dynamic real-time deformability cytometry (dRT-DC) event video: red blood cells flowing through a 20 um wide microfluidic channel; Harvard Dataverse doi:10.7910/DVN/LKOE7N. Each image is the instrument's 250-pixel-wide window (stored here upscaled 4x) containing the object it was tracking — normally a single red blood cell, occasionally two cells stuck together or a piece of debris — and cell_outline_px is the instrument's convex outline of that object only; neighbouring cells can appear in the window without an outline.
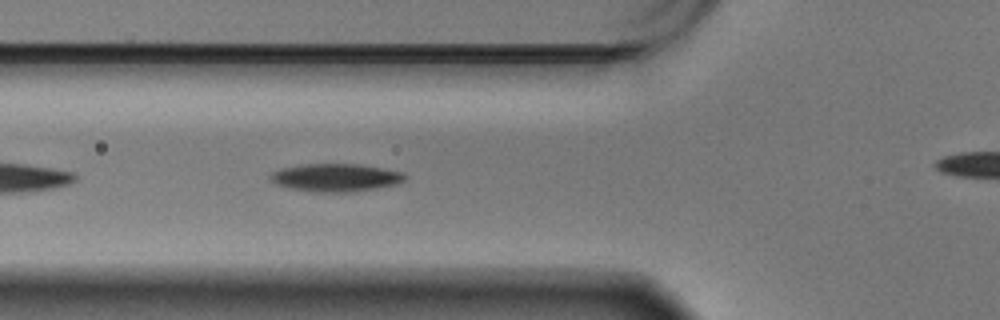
{"species": "Egyptian fruit bat (a non-hibernating species)", "species_latin": "Rousettus aegyptiacus", "temperature_condition": "warm", "stored_images_in_passage": 44, "camera_frame_rate_fps": 3000, "um_per_image_px": 0.085, "animal": {"sex": "male"}, "frame": {"image": 1, "passage_image": 6, "time_ms": 1.667, "image_size_px": [1000, 320], "cell_outline_px": [[408, 176], [404, 180], [396, 184], [376, 188], [352, 192], [312, 192], [288, 188], [276, 184], [268, 176], [272, 172], [280, 168], [304, 164], [360, 164], [404, 172]], "centroid_in_image_um": [28.53, 15.09], "position_along_channel_um": 97.3, "area_um2": 22.02}}
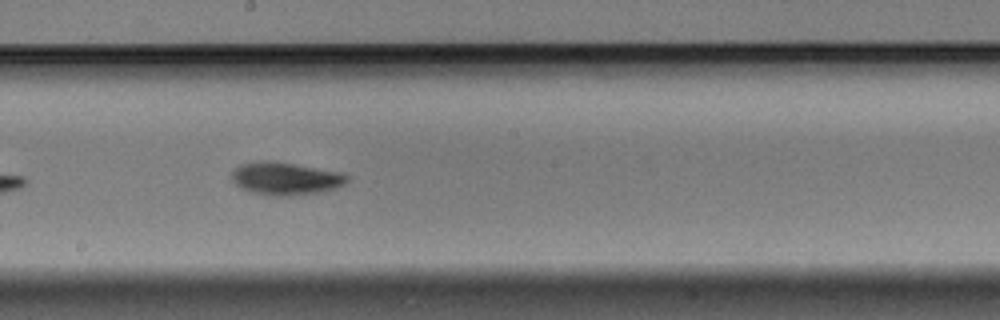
{"frame": {"image": 2, "passage_image": 17, "time_ms": 5.333, "image_size_px": [1000, 320], "cell_outline_px": [[348, 180], [344, 184], [336, 188], [320, 192], [292, 196], [272, 196], [252, 192], [240, 188], [232, 180], [232, 172], [240, 164], [264, 160], [272, 160], [344, 172], [348, 176]], "centroid_in_image_um": [24.29, 15.17], "position_along_channel_um": 223.9, "area_um2": 22.25}}
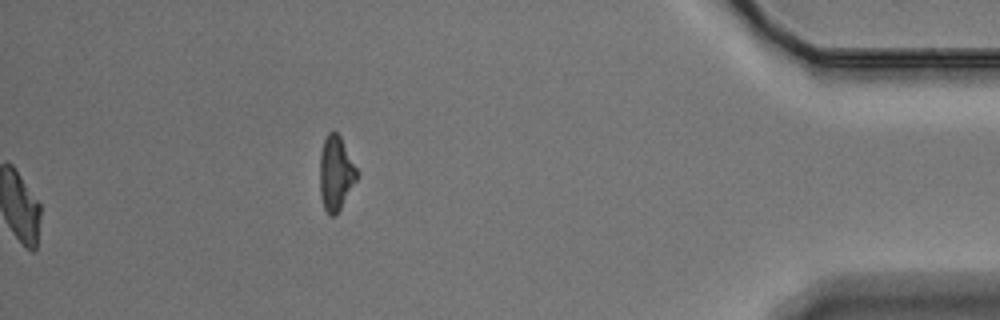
{"frame": {"image": 3, "passage_image": 44, "time_ms": 14.333, "image_size_px": [1000, 320], "cell_outline_px": [[360, 176], [336, 216], [328, 216], [324, 208], [320, 196], [320, 152], [324, 140], [328, 132], [336, 132], [340, 136], [360, 172]], "centroid_in_image_um": [28.57, 14.76], "position_along_channel_um": 406.6, "area_um2": 16.53}, "authors_computed_cell_mechanics": {"area_um2": 20.3167, "velocity_mm_per_s": 3.4468, "shape_relaxation_time_tau1_ms": 3.1645, "shape_relaxation_time_tau2_ms": null, "deformation_change_tau1": 0.1289, "deformation_change_tau2": null}}